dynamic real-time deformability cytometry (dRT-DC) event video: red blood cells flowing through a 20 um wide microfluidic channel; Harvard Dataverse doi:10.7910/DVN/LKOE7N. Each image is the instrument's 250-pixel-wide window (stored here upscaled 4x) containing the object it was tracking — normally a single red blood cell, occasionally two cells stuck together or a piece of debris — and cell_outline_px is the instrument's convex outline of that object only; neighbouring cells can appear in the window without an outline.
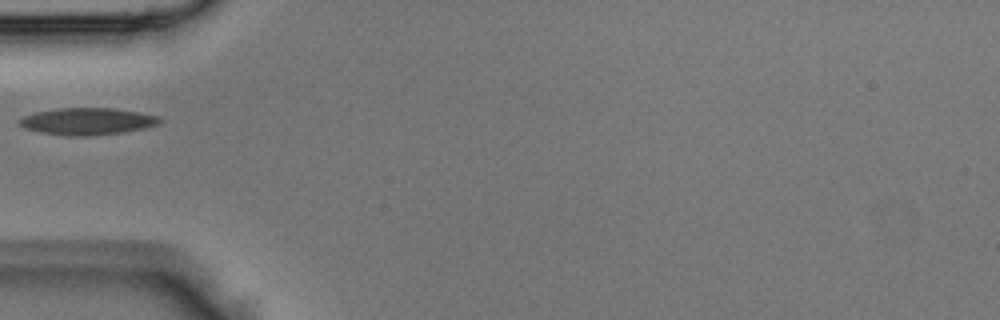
{"species": "Egyptian fruit bat (a non-hibernating species)", "species_latin": "Rousettus aegyptiacus", "temperature_condition": "room temperature", "stored_images_in_passage": 2, "camera_frame_rate_fps": 3000, "um_per_image_px": 0.085, "animal": {"sex": "male"}, "frame": {"image": 1, "passage_image": 2, "time_ms": 0.333, "image_size_px": [1000, 320], "cell_outline_px": [[164, 120], [160, 124], [144, 128], [124, 132], [88, 136], [64, 136], [40, 132], [24, 128], [16, 120], [24, 116], [36, 112], [60, 108], [112, 108], [140, 112], [160, 116]], "centroid_in_image_um": [7.46, 10.32], "position_along_channel_um": 77.5, "area_um2": 22.25}}